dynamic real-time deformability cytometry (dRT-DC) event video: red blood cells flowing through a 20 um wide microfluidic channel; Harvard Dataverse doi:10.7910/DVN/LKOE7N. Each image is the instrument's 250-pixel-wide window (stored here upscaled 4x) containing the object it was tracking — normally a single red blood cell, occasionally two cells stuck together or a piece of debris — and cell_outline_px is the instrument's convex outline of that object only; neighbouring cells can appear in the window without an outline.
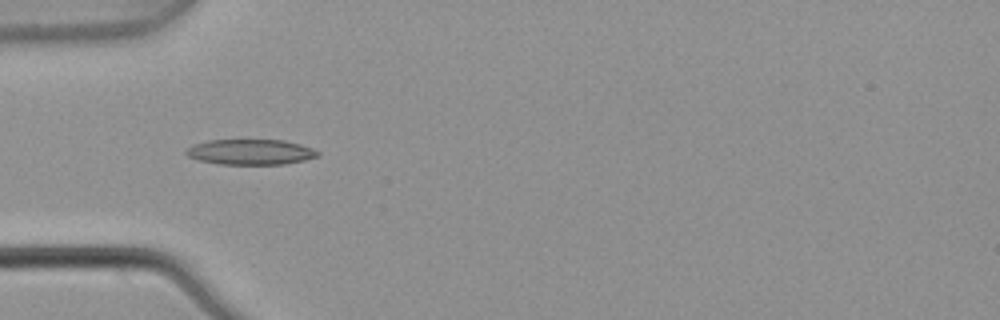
{"species": "common noctule bat (a hibernating species)", "species_latin": "Nyctalus noctula", "temperature_condition": "warm", "stored_images_in_passage": 5, "camera_frame_rate_fps": 3000, "um_per_image_px": 0.085, "animal": {"sex": "male", "body_mass_g": 21.5, "forearm_length_mm": 52.0}, "frame": {"image": 1, "passage_image": 3, "time_ms": 0.667, "image_size_px": [1000, 320], "cell_outline_px": [[320, 156], [304, 160], [284, 164], [220, 164], [200, 160], [188, 156], [184, 152], [192, 144], [208, 140], [284, 140], [300, 144], [312, 148], [320, 152]], "centroid_in_image_um": [21.31, 12.91], "position_along_channel_um": 63.7, "area_um2": 19.48}}
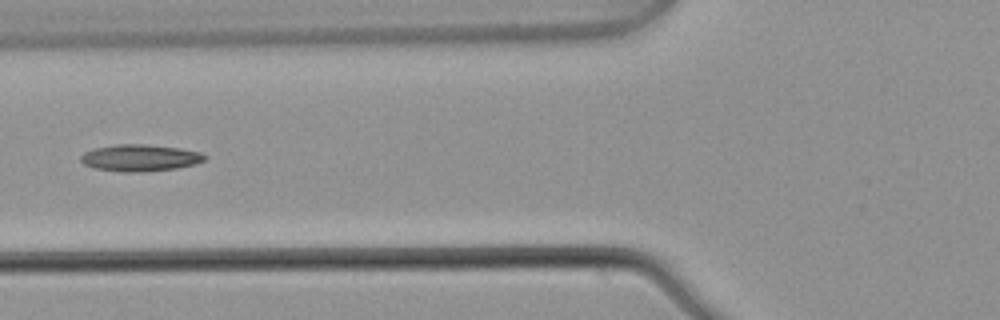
{"frame": {"image": 2, "passage_image": 4, "time_ms": 1.0, "image_size_px": [1000, 320], "cell_outline_px": [[208, 156], [204, 160], [196, 164], [176, 168], [136, 172], [124, 172], [96, 168], [84, 164], [80, 160], [80, 156], [84, 152], [92, 148], [116, 144], [144, 144], [180, 148], [200, 152]], "centroid_in_image_um": [11.89, 13.4], "position_along_channel_um": 113.9, "area_um2": 19.31}}
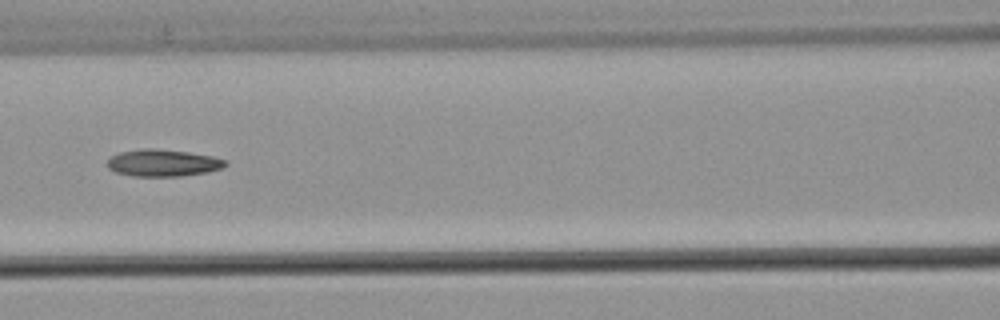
{"frame": {"image": 3, "passage_image": 5, "time_ms": 1.333, "image_size_px": [1000, 320], "cell_outline_px": [[228, 164], [220, 168], [208, 172], [180, 176], [132, 176], [116, 172], [108, 168], [108, 160], [112, 156], [120, 152], [144, 148], [152, 148], [188, 152], [212, 156], [228, 160]], "centroid_in_image_um": [13.87, 13.85], "position_along_channel_um": 152.7, "area_um2": 18.5}}